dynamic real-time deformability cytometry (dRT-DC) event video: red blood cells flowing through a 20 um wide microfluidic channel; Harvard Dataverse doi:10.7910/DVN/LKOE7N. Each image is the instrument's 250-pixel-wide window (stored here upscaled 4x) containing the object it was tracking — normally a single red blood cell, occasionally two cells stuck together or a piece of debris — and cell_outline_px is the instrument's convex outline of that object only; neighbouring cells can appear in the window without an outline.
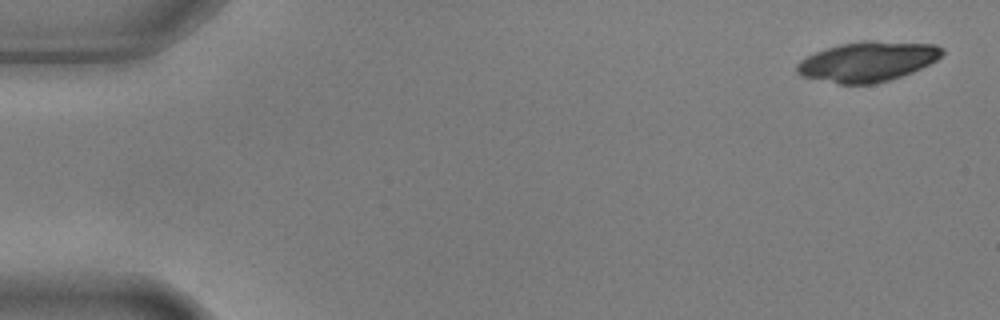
{"species": "common noctule bat (a hibernating species)", "species_latin": "Nyctalus noctula", "temperature_condition": "warm", "stored_images_in_passage": 4, "camera_frame_rate_fps": 3000, "um_per_image_px": 0.085, "animal": {"sex": "male", "body_mass_g": 17.9, "forearm_length_mm": 54.2}, "frame": {"image": 1, "passage_image": 1, "time_ms": 0.0, "image_size_px": [1000, 320], "cell_outline_px": [[944, 52], [936, 60], [912, 72], [888, 80], [872, 84], [840, 84], [800, 76], [796, 72], [796, 64], [800, 60], [816, 52], [840, 44], [864, 40], [872, 40], [936, 44], [944, 48]], "centroid_in_image_um": [73.74, 5.22], "position_along_channel_um": 11.3, "area_um2": 33.76}}